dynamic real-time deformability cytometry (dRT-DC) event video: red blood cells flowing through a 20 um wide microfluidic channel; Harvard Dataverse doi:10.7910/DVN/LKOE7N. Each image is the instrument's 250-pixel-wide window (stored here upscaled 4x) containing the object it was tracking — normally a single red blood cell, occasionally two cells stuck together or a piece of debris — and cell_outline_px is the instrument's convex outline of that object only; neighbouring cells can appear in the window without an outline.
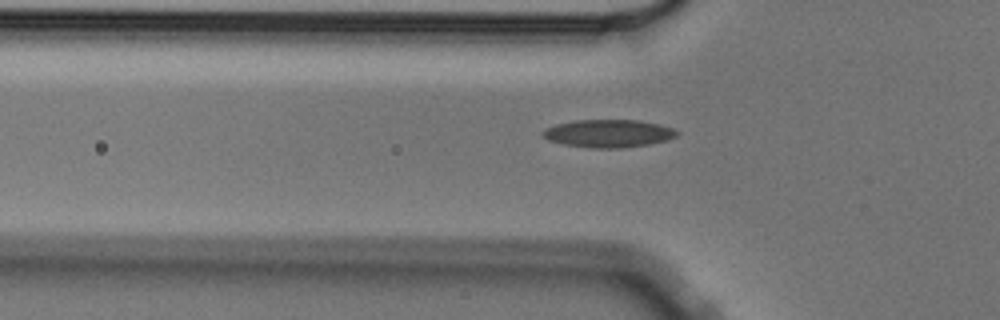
{"species": "Egyptian fruit bat (a non-hibernating species)", "species_latin": "Rousettus aegyptiacus", "temperature_condition": "cold", "stored_images_in_passage": 5, "segment_of_instrument_passage": [2, 2], "camera_frame_rate_fps": 3000, "um_per_image_px": 0.085, "animal": {"sex": "male"}, "frame": {"image": 1, "passage_image": 5, "time_ms": 1.333, "image_size_px": [1000, 320], "cell_outline_px": [[680, 132], [676, 136], [668, 140], [648, 144], [624, 148], [588, 148], [564, 144], [548, 140], [540, 132], [544, 128], [556, 124], [576, 120], [640, 120], [660, 124], [672, 128]], "centroid_in_image_um": [51.72, 11.34], "position_along_channel_um": 74.1, "area_um2": 21.91}}